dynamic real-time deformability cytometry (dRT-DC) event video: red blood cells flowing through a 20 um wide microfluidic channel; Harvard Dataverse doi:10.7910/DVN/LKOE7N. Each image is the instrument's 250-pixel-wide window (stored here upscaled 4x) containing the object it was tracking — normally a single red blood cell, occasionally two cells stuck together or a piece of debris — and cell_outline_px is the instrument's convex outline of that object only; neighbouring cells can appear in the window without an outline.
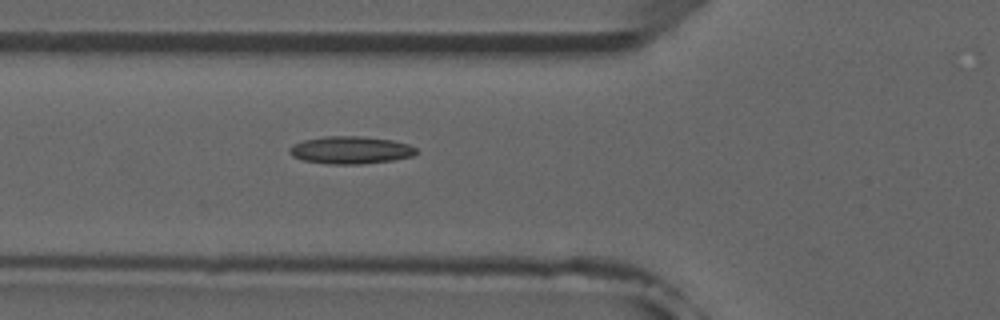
{"species": "common noctule bat (a hibernating species)", "species_latin": "Nyctalus noctula", "temperature_condition": "room temperature", "stored_images_in_passage": 6, "camera_frame_rate_fps": 3000, "um_per_image_px": 0.085, "animal": {"sex": "male", "forearm_length_mm": 52.5}, "frame": {"image": 1, "passage_image": 6, "time_ms": 5.667, "image_size_px": [1000, 320], "cell_outline_px": [[416, 152], [412, 156], [392, 160], [360, 164], [328, 164], [304, 160], [292, 156], [288, 152], [288, 148], [292, 144], [304, 140], [324, 136], [360, 136], [392, 140], [408, 144], [416, 148]], "centroid_in_image_um": [29.75, 12.75], "position_along_channel_um": 96.0, "area_um2": 20.29}}